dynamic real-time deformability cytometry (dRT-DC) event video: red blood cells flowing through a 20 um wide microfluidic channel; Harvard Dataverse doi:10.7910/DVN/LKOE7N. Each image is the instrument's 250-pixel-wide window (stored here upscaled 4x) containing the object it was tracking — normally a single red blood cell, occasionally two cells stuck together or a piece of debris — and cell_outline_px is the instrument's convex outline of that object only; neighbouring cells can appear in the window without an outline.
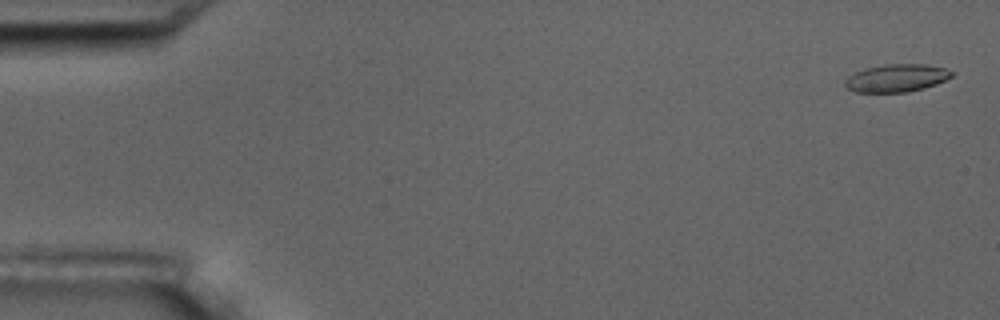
{"species": "common noctule bat (a hibernating species)", "species_latin": "Nyctalus noctula", "temperature_condition": "room temperature", "stored_images_in_passage": 7, "camera_frame_rate_fps": 3000, "um_per_image_px": 0.085, "animal": {"sex": "male", "body_mass_g": 17.5, "forearm_length_mm": 52.3}, "frame": {"image": 1, "passage_image": 1, "time_ms": 0.0, "image_size_px": [1000, 320], "cell_outline_px": [[956, 72], [952, 76], [936, 84], [924, 88], [908, 92], [856, 92], [848, 88], [844, 84], [844, 80], [848, 76], [864, 68], [884, 64], [924, 64], [944, 68]], "centroid_in_image_um": [76.2, 6.63], "position_along_channel_um": 8.8, "area_um2": 17.28}}
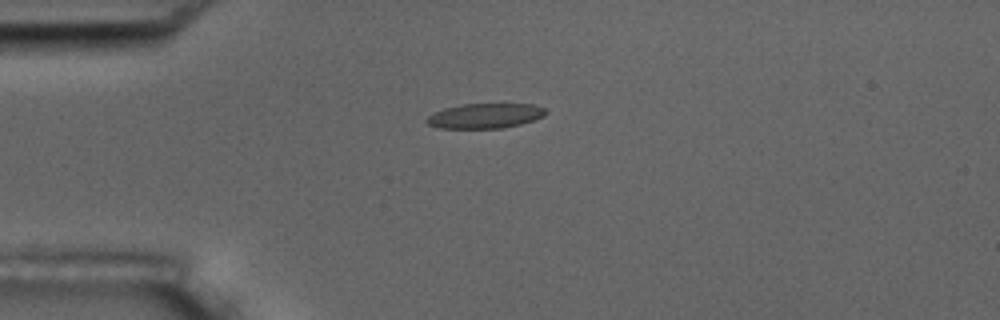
{"frame": {"image": 2, "passage_image": 4, "time_ms": 4.333, "image_size_px": [1000, 320], "cell_outline_px": [[548, 112], [544, 116], [520, 124], [504, 128], [440, 128], [428, 124], [424, 120], [428, 116], [444, 108], [464, 104], [532, 104], [544, 108]], "centroid_in_image_um": [41.23, 9.85], "position_along_channel_um": 43.8, "area_um2": 17.17}}